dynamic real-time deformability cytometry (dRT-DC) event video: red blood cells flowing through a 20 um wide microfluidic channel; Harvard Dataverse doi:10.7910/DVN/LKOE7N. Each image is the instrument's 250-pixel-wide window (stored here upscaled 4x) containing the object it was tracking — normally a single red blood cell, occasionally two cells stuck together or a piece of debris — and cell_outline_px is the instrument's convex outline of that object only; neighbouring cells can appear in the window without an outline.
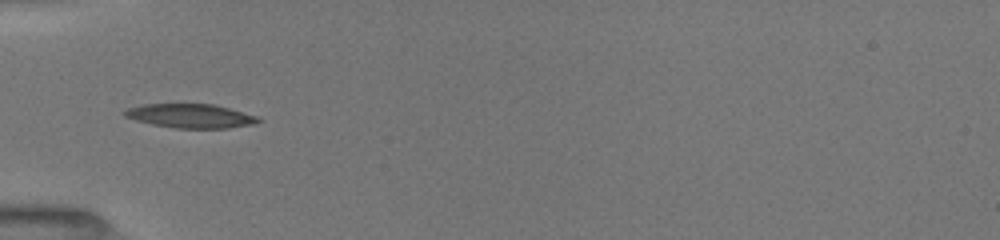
{"species": "common noctule bat (a hibernating species)", "species_latin": "Nyctalus noctula", "temperature_condition": "room temperature", "stored_images_in_passage": 33, "camera_frame_rate_fps": 3000, "um_per_image_px": 0.085, "animal": {"sex": "female", "body_mass_g": 19.5, "forearm_length_mm": 54.1}, "frame": {"image": 1, "passage_image": 1, "time_ms": 0.0, "image_size_px": [1000, 240], "cell_outline_px": [[264, 120], [252, 124], [228, 128], [176, 128], [152, 124], [136, 120], [124, 116], [124, 112], [128, 108], [140, 104], [216, 104], [256, 116]], "centroid_in_image_um": [16.2, 9.85], "position_along_channel_um": 68.8, "area_um2": 18.61}}
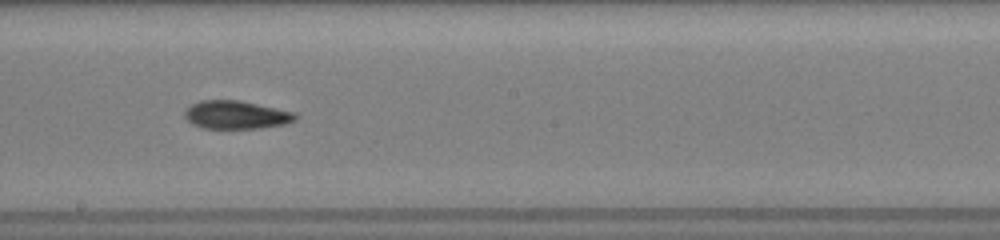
{"frame": {"image": 2, "passage_image": 14, "time_ms": 4.0, "image_size_px": [1000, 240], "cell_outline_px": [[296, 120], [284, 124], [260, 128], [204, 128], [192, 124], [184, 116], [184, 112], [192, 104], [200, 100], [240, 100], [296, 112]], "centroid_in_image_um": [20.08, 9.75], "position_along_channel_um": 228.1, "area_um2": 18.15}}
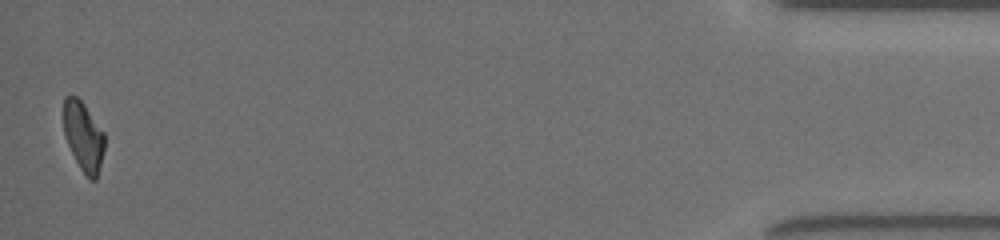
{"frame": {"image": 3, "passage_image": 33, "time_ms": 11.0, "image_size_px": [1000, 240], "cell_outline_px": [[104, 148], [96, 180], [88, 180], [80, 168], [64, 136], [64, 96], [76, 96], [84, 104], [104, 132]], "centroid_in_image_um": [7.09, 11.6], "position_along_channel_um": 428.1, "area_um2": 16.36}, "authors_computed_cell_mechanics": {"area_um2": 17.918, "velocity_mm_per_s": 4.0205, "shape_relaxation_time_tau1_ms": 6.8764, "shape_relaxation_time_tau2_ms": 4.3526, "deformation_change_tau1": 0.211, "deformation_change_tau2": 0.1159}}